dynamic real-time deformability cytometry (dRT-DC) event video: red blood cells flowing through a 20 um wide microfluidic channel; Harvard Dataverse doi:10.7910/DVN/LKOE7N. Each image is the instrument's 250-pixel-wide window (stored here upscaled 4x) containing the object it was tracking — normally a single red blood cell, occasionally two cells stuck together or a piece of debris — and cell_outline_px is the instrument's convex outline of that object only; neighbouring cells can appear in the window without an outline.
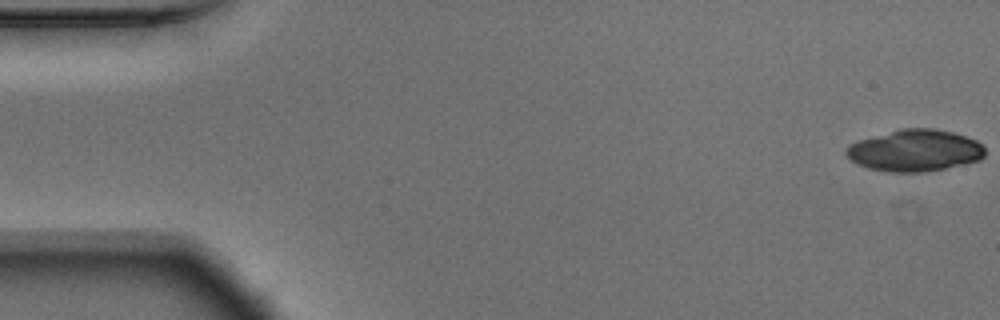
{"species": "Egyptian fruit bat (a non-hibernating species)", "species_latin": "Rousettus aegyptiacus", "temperature_condition": "warm", "stored_images_in_passage": 21, "camera_frame_rate_fps": 3000, "um_per_image_px": 0.085, "animal": {"sex": "male"}, "frame": {"image": 1, "passage_image": 1, "time_ms": 0.0, "image_size_px": [1000, 320], "cell_outline_px": [[984, 156], [980, 160], [944, 168], [924, 172], [888, 172], [868, 168], [856, 164], [844, 152], [848, 144], [860, 140], [900, 128], [936, 128], [968, 136], [984, 144]], "centroid_in_image_um": [77.77, 12.78], "position_along_channel_um": 7.2, "area_um2": 33.87}}